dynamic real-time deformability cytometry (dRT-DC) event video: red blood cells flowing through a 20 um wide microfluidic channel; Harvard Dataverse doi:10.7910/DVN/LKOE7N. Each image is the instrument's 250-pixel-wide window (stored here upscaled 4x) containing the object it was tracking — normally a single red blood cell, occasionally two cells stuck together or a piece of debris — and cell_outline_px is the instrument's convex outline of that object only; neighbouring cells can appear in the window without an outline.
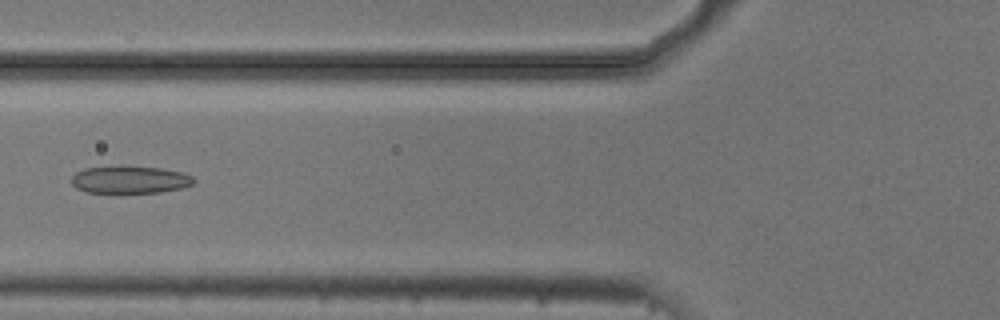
{"species": "common noctule bat (a hibernating species)", "species_latin": "Nyctalus noctula", "temperature_condition": "cold", "stored_images_in_passage": 6, "camera_frame_rate_fps": 3000, "um_per_image_px": 0.085, "animal": {"sex": "male", "body_mass_g": 20.5, "forearm_length_mm": 52.5}, "frame": {"image": 1, "passage_image": 6, "time_ms": 1.667, "image_size_px": [1000, 320], "cell_outline_px": [[196, 180], [192, 184], [180, 188], [160, 192], [84, 192], [76, 188], [72, 184], [72, 176], [76, 172], [84, 168], [120, 164], [124, 164], [160, 168], [180, 172], [192, 176]], "centroid_in_image_um": [10.99, 15.23], "position_along_channel_um": 114.8, "area_um2": 19.88}}